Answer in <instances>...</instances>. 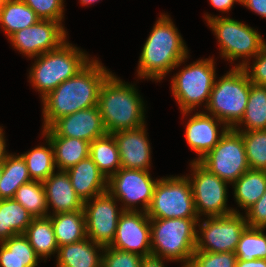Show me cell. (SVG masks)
<instances>
[{
	"label": "cell",
	"instance_id": "cell-1",
	"mask_svg": "<svg viewBox=\"0 0 266 267\" xmlns=\"http://www.w3.org/2000/svg\"><path fill=\"white\" fill-rule=\"evenodd\" d=\"M92 59L76 75L62 82L42 99L43 129L49 128L63 116L98 106L101 85L111 72L98 60Z\"/></svg>",
	"mask_w": 266,
	"mask_h": 267
},
{
	"label": "cell",
	"instance_id": "cell-2",
	"mask_svg": "<svg viewBox=\"0 0 266 267\" xmlns=\"http://www.w3.org/2000/svg\"><path fill=\"white\" fill-rule=\"evenodd\" d=\"M138 76L160 81L187 59V47L168 15H160L143 45Z\"/></svg>",
	"mask_w": 266,
	"mask_h": 267
},
{
	"label": "cell",
	"instance_id": "cell-3",
	"mask_svg": "<svg viewBox=\"0 0 266 267\" xmlns=\"http://www.w3.org/2000/svg\"><path fill=\"white\" fill-rule=\"evenodd\" d=\"M144 102L134 85L110 74L102 83L98 107L107 134L145 125Z\"/></svg>",
	"mask_w": 266,
	"mask_h": 267
},
{
	"label": "cell",
	"instance_id": "cell-4",
	"mask_svg": "<svg viewBox=\"0 0 266 267\" xmlns=\"http://www.w3.org/2000/svg\"><path fill=\"white\" fill-rule=\"evenodd\" d=\"M198 221L186 218L150 219L151 254L184 262L183 267H188L196 248Z\"/></svg>",
	"mask_w": 266,
	"mask_h": 267
},
{
	"label": "cell",
	"instance_id": "cell-5",
	"mask_svg": "<svg viewBox=\"0 0 266 267\" xmlns=\"http://www.w3.org/2000/svg\"><path fill=\"white\" fill-rule=\"evenodd\" d=\"M30 68V82L42 99L65 80L76 75L89 62L87 54L65 41L59 48L43 53Z\"/></svg>",
	"mask_w": 266,
	"mask_h": 267
},
{
	"label": "cell",
	"instance_id": "cell-6",
	"mask_svg": "<svg viewBox=\"0 0 266 267\" xmlns=\"http://www.w3.org/2000/svg\"><path fill=\"white\" fill-rule=\"evenodd\" d=\"M251 82L242 67H233L211 90L207 110L228 128H233L243 117Z\"/></svg>",
	"mask_w": 266,
	"mask_h": 267
},
{
	"label": "cell",
	"instance_id": "cell-7",
	"mask_svg": "<svg viewBox=\"0 0 266 267\" xmlns=\"http://www.w3.org/2000/svg\"><path fill=\"white\" fill-rule=\"evenodd\" d=\"M146 213L150 219H200L195 210L189 178L174 176L158 179Z\"/></svg>",
	"mask_w": 266,
	"mask_h": 267
},
{
	"label": "cell",
	"instance_id": "cell-8",
	"mask_svg": "<svg viewBox=\"0 0 266 267\" xmlns=\"http://www.w3.org/2000/svg\"><path fill=\"white\" fill-rule=\"evenodd\" d=\"M215 78V65L211 58L193 62L173 76L172 94L183 115L191 113L204 101L207 107Z\"/></svg>",
	"mask_w": 266,
	"mask_h": 267
},
{
	"label": "cell",
	"instance_id": "cell-9",
	"mask_svg": "<svg viewBox=\"0 0 266 267\" xmlns=\"http://www.w3.org/2000/svg\"><path fill=\"white\" fill-rule=\"evenodd\" d=\"M205 19L217 36L220 55L227 60L255 57L266 43L255 29L237 20L208 14Z\"/></svg>",
	"mask_w": 266,
	"mask_h": 267
},
{
	"label": "cell",
	"instance_id": "cell-10",
	"mask_svg": "<svg viewBox=\"0 0 266 267\" xmlns=\"http://www.w3.org/2000/svg\"><path fill=\"white\" fill-rule=\"evenodd\" d=\"M199 162L211 173L231 184L250 169L242 135L233 128H228L218 144Z\"/></svg>",
	"mask_w": 266,
	"mask_h": 267
},
{
	"label": "cell",
	"instance_id": "cell-11",
	"mask_svg": "<svg viewBox=\"0 0 266 267\" xmlns=\"http://www.w3.org/2000/svg\"><path fill=\"white\" fill-rule=\"evenodd\" d=\"M193 175L190 180L193 192L194 206L199 217L201 214L207 217L223 216L230 213H238L235 209L227 208V183L214 173H211L199 161L193 160ZM200 214V215H199Z\"/></svg>",
	"mask_w": 266,
	"mask_h": 267
},
{
	"label": "cell",
	"instance_id": "cell-12",
	"mask_svg": "<svg viewBox=\"0 0 266 267\" xmlns=\"http://www.w3.org/2000/svg\"><path fill=\"white\" fill-rule=\"evenodd\" d=\"M200 226L195 251L222 253L235 252L241 234L248 226L240 213L208 217ZM201 236V237H200Z\"/></svg>",
	"mask_w": 266,
	"mask_h": 267
},
{
	"label": "cell",
	"instance_id": "cell-13",
	"mask_svg": "<svg viewBox=\"0 0 266 267\" xmlns=\"http://www.w3.org/2000/svg\"><path fill=\"white\" fill-rule=\"evenodd\" d=\"M157 181L152 180L147 170L120 168L108 179L107 191L123 203V210H137L134 204L141 202L142 210L146 212Z\"/></svg>",
	"mask_w": 266,
	"mask_h": 267
},
{
	"label": "cell",
	"instance_id": "cell-14",
	"mask_svg": "<svg viewBox=\"0 0 266 267\" xmlns=\"http://www.w3.org/2000/svg\"><path fill=\"white\" fill-rule=\"evenodd\" d=\"M92 202H88L91 201ZM83 203L86 235L94 243L110 246L114 240L118 219L123 212L116 208V198L108 191Z\"/></svg>",
	"mask_w": 266,
	"mask_h": 267
},
{
	"label": "cell",
	"instance_id": "cell-15",
	"mask_svg": "<svg viewBox=\"0 0 266 267\" xmlns=\"http://www.w3.org/2000/svg\"><path fill=\"white\" fill-rule=\"evenodd\" d=\"M11 44L29 58L59 48L66 40L61 22L40 19L36 24L16 31L9 38Z\"/></svg>",
	"mask_w": 266,
	"mask_h": 267
},
{
	"label": "cell",
	"instance_id": "cell-16",
	"mask_svg": "<svg viewBox=\"0 0 266 267\" xmlns=\"http://www.w3.org/2000/svg\"><path fill=\"white\" fill-rule=\"evenodd\" d=\"M110 247L142 257L151 255L150 218L147 213L123 210Z\"/></svg>",
	"mask_w": 266,
	"mask_h": 267
},
{
	"label": "cell",
	"instance_id": "cell-17",
	"mask_svg": "<svg viewBox=\"0 0 266 267\" xmlns=\"http://www.w3.org/2000/svg\"><path fill=\"white\" fill-rule=\"evenodd\" d=\"M107 134L98 106L82 109L57 119L44 136H63L85 140L89 143Z\"/></svg>",
	"mask_w": 266,
	"mask_h": 267
},
{
	"label": "cell",
	"instance_id": "cell-18",
	"mask_svg": "<svg viewBox=\"0 0 266 267\" xmlns=\"http://www.w3.org/2000/svg\"><path fill=\"white\" fill-rule=\"evenodd\" d=\"M145 127L112 133L118 146L121 168L149 171L151 148Z\"/></svg>",
	"mask_w": 266,
	"mask_h": 267
},
{
	"label": "cell",
	"instance_id": "cell-19",
	"mask_svg": "<svg viewBox=\"0 0 266 267\" xmlns=\"http://www.w3.org/2000/svg\"><path fill=\"white\" fill-rule=\"evenodd\" d=\"M219 124L224 123L205 112H197L187 122L185 129L186 141L190 148L199 154L195 161H199L212 150L218 144L223 133L228 129L226 125H223L220 134L218 130Z\"/></svg>",
	"mask_w": 266,
	"mask_h": 267
},
{
	"label": "cell",
	"instance_id": "cell-20",
	"mask_svg": "<svg viewBox=\"0 0 266 267\" xmlns=\"http://www.w3.org/2000/svg\"><path fill=\"white\" fill-rule=\"evenodd\" d=\"M43 183L47 208H53V214L83 211V202L76 195L66 171L51 174Z\"/></svg>",
	"mask_w": 266,
	"mask_h": 267
},
{
	"label": "cell",
	"instance_id": "cell-21",
	"mask_svg": "<svg viewBox=\"0 0 266 267\" xmlns=\"http://www.w3.org/2000/svg\"><path fill=\"white\" fill-rule=\"evenodd\" d=\"M66 172L76 195L83 203L107 191V178L89 156Z\"/></svg>",
	"mask_w": 266,
	"mask_h": 267
},
{
	"label": "cell",
	"instance_id": "cell-22",
	"mask_svg": "<svg viewBox=\"0 0 266 267\" xmlns=\"http://www.w3.org/2000/svg\"><path fill=\"white\" fill-rule=\"evenodd\" d=\"M104 246L94 243L88 237L82 241L58 247L57 267H102V255L98 250Z\"/></svg>",
	"mask_w": 266,
	"mask_h": 267
},
{
	"label": "cell",
	"instance_id": "cell-23",
	"mask_svg": "<svg viewBox=\"0 0 266 267\" xmlns=\"http://www.w3.org/2000/svg\"><path fill=\"white\" fill-rule=\"evenodd\" d=\"M0 267H36L40 259L23 234L0 243Z\"/></svg>",
	"mask_w": 266,
	"mask_h": 267
},
{
	"label": "cell",
	"instance_id": "cell-24",
	"mask_svg": "<svg viewBox=\"0 0 266 267\" xmlns=\"http://www.w3.org/2000/svg\"><path fill=\"white\" fill-rule=\"evenodd\" d=\"M44 137H47L53 146L58 171H66L89 156L90 143L85 140L63 136Z\"/></svg>",
	"mask_w": 266,
	"mask_h": 267
},
{
	"label": "cell",
	"instance_id": "cell-25",
	"mask_svg": "<svg viewBox=\"0 0 266 267\" xmlns=\"http://www.w3.org/2000/svg\"><path fill=\"white\" fill-rule=\"evenodd\" d=\"M51 219L58 247L87 238L84 211L48 216Z\"/></svg>",
	"mask_w": 266,
	"mask_h": 267
},
{
	"label": "cell",
	"instance_id": "cell-26",
	"mask_svg": "<svg viewBox=\"0 0 266 267\" xmlns=\"http://www.w3.org/2000/svg\"><path fill=\"white\" fill-rule=\"evenodd\" d=\"M234 197L238 206L249 210L266 191V171L249 169L234 183Z\"/></svg>",
	"mask_w": 266,
	"mask_h": 267
},
{
	"label": "cell",
	"instance_id": "cell-27",
	"mask_svg": "<svg viewBox=\"0 0 266 267\" xmlns=\"http://www.w3.org/2000/svg\"><path fill=\"white\" fill-rule=\"evenodd\" d=\"M40 18L22 0L1 2L0 25L8 38L16 31L36 24Z\"/></svg>",
	"mask_w": 266,
	"mask_h": 267
},
{
	"label": "cell",
	"instance_id": "cell-28",
	"mask_svg": "<svg viewBox=\"0 0 266 267\" xmlns=\"http://www.w3.org/2000/svg\"><path fill=\"white\" fill-rule=\"evenodd\" d=\"M89 157L107 180L121 168L118 146L112 134H106L92 141Z\"/></svg>",
	"mask_w": 266,
	"mask_h": 267
},
{
	"label": "cell",
	"instance_id": "cell-29",
	"mask_svg": "<svg viewBox=\"0 0 266 267\" xmlns=\"http://www.w3.org/2000/svg\"><path fill=\"white\" fill-rule=\"evenodd\" d=\"M23 235L40 258L50 257L58 251L54 228L48 216L33 218Z\"/></svg>",
	"mask_w": 266,
	"mask_h": 267
},
{
	"label": "cell",
	"instance_id": "cell-30",
	"mask_svg": "<svg viewBox=\"0 0 266 267\" xmlns=\"http://www.w3.org/2000/svg\"><path fill=\"white\" fill-rule=\"evenodd\" d=\"M3 172L0 179V200L13 199L18 188L31 180L26 162L22 155L8 154L2 162Z\"/></svg>",
	"mask_w": 266,
	"mask_h": 267
},
{
	"label": "cell",
	"instance_id": "cell-31",
	"mask_svg": "<svg viewBox=\"0 0 266 267\" xmlns=\"http://www.w3.org/2000/svg\"><path fill=\"white\" fill-rule=\"evenodd\" d=\"M243 123L247 128L240 130L239 125ZM233 129L237 131L266 130V86L251 83L245 112Z\"/></svg>",
	"mask_w": 266,
	"mask_h": 267
},
{
	"label": "cell",
	"instance_id": "cell-32",
	"mask_svg": "<svg viewBox=\"0 0 266 267\" xmlns=\"http://www.w3.org/2000/svg\"><path fill=\"white\" fill-rule=\"evenodd\" d=\"M49 147L38 146L31 151L21 154L24 158L29 176L33 181L44 182L55 172L54 150L50 140L46 137Z\"/></svg>",
	"mask_w": 266,
	"mask_h": 267
},
{
	"label": "cell",
	"instance_id": "cell-33",
	"mask_svg": "<svg viewBox=\"0 0 266 267\" xmlns=\"http://www.w3.org/2000/svg\"><path fill=\"white\" fill-rule=\"evenodd\" d=\"M33 218L49 216L43 183L30 181L21 185L13 197Z\"/></svg>",
	"mask_w": 266,
	"mask_h": 267
},
{
	"label": "cell",
	"instance_id": "cell-34",
	"mask_svg": "<svg viewBox=\"0 0 266 267\" xmlns=\"http://www.w3.org/2000/svg\"><path fill=\"white\" fill-rule=\"evenodd\" d=\"M237 260L266 259V235L263 228L247 226L235 250Z\"/></svg>",
	"mask_w": 266,
	"mask_h": 267
},
{
	"label": "cell",
	"instance_id": "cell-35",
	"mask_svg": "<svg viewBox=\"0 0 266 267\" xmlns=\"http://www.w3.org/2000/svg\"><path fill=\"white\" fill-rule=\"evenodd\" d=\"M0 209H4L5 239L24 234L33 217L14 199L0 200Z\"/></svg>",
	"mask_w": 266,
	"mask_h": 267
},
{
	"label": "cell",
	"instance_id": "cell-36",
	"mask_svg": "<svg viewBox=\"0 0 266 267\" xmlns=\"http://www.w3.org/2000/svg\"><path fill=\"white\" fill-rule=\"evenodd\" d=\"M239 132L250 169L266 171V130Z\"/></svg>",
	"mask_w": 266,
	"mask_h": 267
},
{
	"label": "cell",
	"instance_id": "cell-37",
	"mask_svg": "<svg viewBox=\"0 0 266 267\" xmlns=\"http://www.w3.org/2000/svg\"><path fill=\"white\" fill-rule=\"evenodd\" d=\"M236 262L235 252L194 251L188 267H236Z\"/></svg>",
	"mask_w": 266,
	"mask_h": 267
},
{
	"label": "cell",
	"instance_id": "cell-38",
	"mask_svg": "<svg viewBox=\"0 0 266 267\" xmlns=\"http://www.w3.org/2000/svg\"><path fill=\"white\" fill-rule=\"evenodd\" d=\"M102 267H141L142 256L105 246Z\"/></svg>",
	"mask_w": 266,
	"mask_h": 267
},
{
	"label": "cell",
	"instance_id": "cell-39",
	"mask_svg": "<svg viewBox=\"0 0 266 267\" xmlns=\"http://www.w3.org/2000/svg\"><path fill=\"white\" fill-rule=\"evenodd\" d=\"M42 20L61 22L63 19V0H22Z\"/></svg>",
	"mask_w": 266,
	"mask_h": 267
},
{
	"label": "cell",
	"instance_id": "cell-40",
	"mask_svg": "<svg viewBox=\"0 0 266 267\" xmlns=\"http://www.w3.org/2000/svg\"><path fill=\"white\" fill-rule=\"evenodd\" d=\"M254 59L256 61L252 65V68L248 65L250 63L249 59L246 58L242 60V63L234 67H242L252 84L266 86V43Z\"/></svg>",
	"mask_w": 266,
	"mask_h": 267
},
{
	"label": "cell",
	"instance_id": "cell-41",
	"mask_svg": "<svg viewBox=\"0 0 266 267\" xmlns=\"http://www.w3.org/2000/svg\"><path fill=\"white\" fill-rule=\"evenodd\" d=\"M245 214L249 227L266 228V191Z\"/></svg>",
	"mask_w": 266,
	"mask_h": 267
},
{
	"label": "cell",
	"instance_id": "cell-42",
	"mask_svg": "<svg viewBox=\"0 0 266 267\" xmlns=\"http://www.w3.org/2000/svg\"><path fill=\"white\" fill-rule=\"evenodd\" d=\"M241 4L266 18V0H241Z\"/></svg>",
	"mask_w": 266,
	"mask_h": 267
},
{
	"label": "cell",
	"instance_id": "cell-43",
	"mask_svg": "<svg viewBox=\"0 0 266 267\" xmlns=\"http://www.w3.org/2000/svg\"><path fill=\"white\" fill-rule=\"evenodd\" d=\"M161 257L155 255H148L142 258L141 267H164Z\"/></svg>",
	"mask_w": 266,
	"mask_h": 267
},
{
	"label": "cell",
	"instance_id": "cell-44",
	"mask_svg": "<svg viewBox=\"0 0 266 267\" xmlns=\"http://www.w3.org/2000/svg\"><path fill=\"white\" fill-rule=\"evenodd\" d=\"M211 5L220 11H229L234 2H239L241 4V0H209Z\"/></svg>",
	"mask_w": 266,
	"mask_h": 267
},
{
	"label": "cell",
	"instance_id": "cell-45",
	"mask_svg": "<svg viewBox=\"0 0 266 267\" xmlns=\"http://www.w3.org/2000/svg\"><path fill=\"white\" fill-rule=\"evenodd\" d=\"M236 267H266V259L237 260Z\"/></svg>",
	"mask_w": 266,
	"mask_h": 267
},
{
	"label": "cell",
	"instance_id": "cell-46",
	"mask_svg": "<svg viewBox=\"0 0 266 267\" xmlns=\"http://www.w3.org/2000/svg\"><path fill=\"white\" fill-rule=\"evenodd\" d=\"M4 133H3V130H2V127H0V163H2L5 158L7 157V155L9 153H7L5 147H6V142L4 140Z\"/></svg>",
	"mask_w": 266,
	"mask_h": 267
},
{
	"label": "cell",
	"instance_id": "cell-47",
	"mask_svg": "<svg viewBox=\"0 0 266 267\" xmlns=\"http://www.w3.org/2000/svg\"><path fill=\"white\" fill-rule=\"evenodd\" d=\"M5 240V218L4 209H0V243Z\"/></svg>",
	"mask_w": 266,
	"mask_h": 267
},
{
	"label": "cell",
	"instance_id": "cell-48",
	"mask_svg": "<svg viewBox=\"0 0 266 267\" xmlns=\"http://www.w3.org/2000/svg\"><path fill=\"white\" fill-rule=\"evenodd\" d=\"M80 1H81L80 3H81L82 5H88V4L97 2V1H99V0H80Z\"/></svg>",
	"mask_w": 266,
	"mask_h": 267
},
{
	"label": "cell",
	"instance_id": "cell-49",
	"mask_svg": "<svg viewBox=\"0 0 266 267\" xmlns=\"http://www.w3.org/2000/svg\"><path fill=\"white\" fill-rule=\"evenodd\" d=\"M2 172H3V167H2V163H0V179H1V176H2Z\"/></svg>",
	"mask_w": 266,
	"mask_h": 267
}]
</instances>
